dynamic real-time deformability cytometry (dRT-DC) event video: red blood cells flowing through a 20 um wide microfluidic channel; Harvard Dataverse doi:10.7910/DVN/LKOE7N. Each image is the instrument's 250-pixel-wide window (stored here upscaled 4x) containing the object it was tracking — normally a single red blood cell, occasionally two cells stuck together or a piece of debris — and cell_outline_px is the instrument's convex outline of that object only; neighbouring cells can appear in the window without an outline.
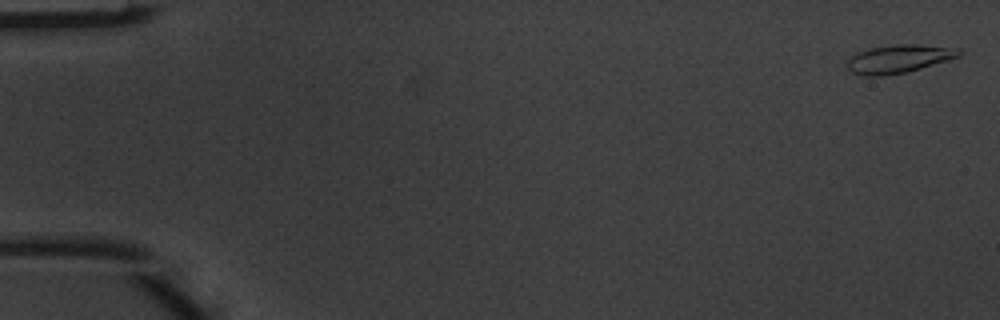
{"species": "common noctule bat (a hibernating species)", "species_latin": "Nyctalus noctula", "temperature_condition": "warm", "stored_images_in_passage": 5, "camera_frame_rate_fps": 3000, "um_per_image_px": 0.085, "animal": {"sex": "male", "body_mass_g": 20.1, "forearm_length_mm": 53.5}, "frame": {"image": 1, "passage_image": 1, "time_ms": 0.0, "image_size_px": [1000, 320], "cell_outline_px": [[964, 52], [960, 56], [908, 72], [884, 76], [864, 76], [852, 72], [844, 64], [856, 52], [868, 48], [896, 44], [908, 44], [960, 48]], "centroid_in_image_um": [76.37, 5.0], "position_along_channel_um": 8.6, "area_um2": 18.55}}
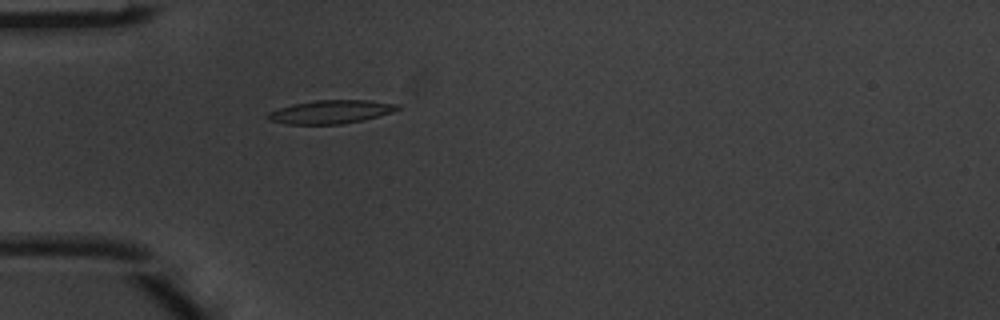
{"frame": {"image": 2, "passage_image": 5, "time_ms": 1.333, "image_size_px": [1000, 320], "cell_outline_px": [[400, 108], [392, 112], [364, 120], [340, 124], [288, 124], [268, 120], [264, 116], [268, 112], [292, 104], [316, 100], [368, 100], [400, 104]], "centroid_in_image_um": [28.1, 9.5], "position_along_channel_um": 56.9, "area_um2": 17.74}}